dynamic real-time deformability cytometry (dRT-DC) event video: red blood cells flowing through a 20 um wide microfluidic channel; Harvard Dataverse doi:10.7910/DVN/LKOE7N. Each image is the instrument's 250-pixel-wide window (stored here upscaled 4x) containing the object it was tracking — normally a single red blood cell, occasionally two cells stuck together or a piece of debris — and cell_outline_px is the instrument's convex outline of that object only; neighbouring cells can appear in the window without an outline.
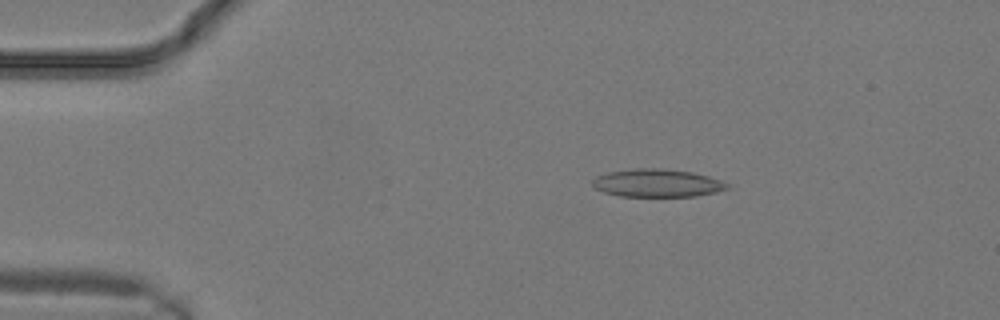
{"species": "common noctule bat (a hibernating species)", "species_latin": "Nyctalus noctula", "temperature_condition": "warm", "stored_images_in_passage": 22, "camera_frame_rate_fps": 3000, "um_per_image_px": 0.085, "animal": {"sex": "male", "body_mass_g": 19.2, "forearm_length_mm": 51.8}, "frame": {"image": 1, "passage_image": 1, "time_ms": 0.0, "image_size_px": [1000, 320], "cell_outline_px": [[732, 188], [716, 192], [696, 196], [620, 196], [604, 192], [596, 188], [592, 184], [592, 180], [596, 176], [608, 172], [636, 168], [664, 168], [692, 172], [708, 176], [732, 184]], "centroid_in_image_um": [55.91, 15.55], "position_along_channel_um": 29.1, "area_um2": 22.08}}
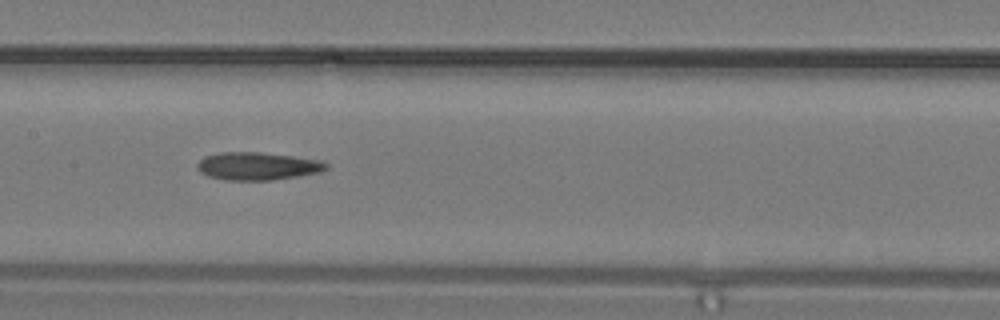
{"frame": {"image": 2, "passage_image": 9, "time_ms": 2.667, "image_size_px": [1000, 320], "cell_outline_px": [[328, 168], [316, 172], [296, 176], [272, 180], [228, 180], [208, 176], [200, 172], [196, 168], [196, 164], [204, 156], [220, 152], [260, 152], [292, 156], [316, 160], [328, 164]], "centroid_in_image_um": [21.8, 14.11], "position_along_channel_um": 185.6, "area_um2": 20.63}}
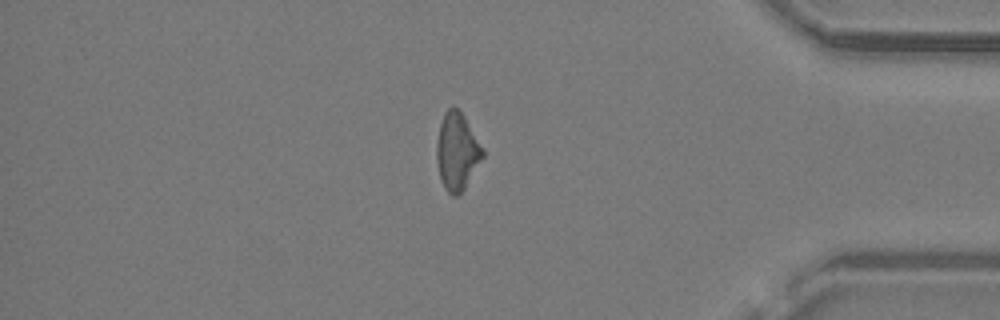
{"frame": {"image": 3, "passage_image": 18, "time_ms": 5.667, "image_size_px": [1000, 320], "cell_outline_px": [[484, 156], [464, 188], [456, 196], [452, 196], [444, 188], [440, 180], [436, 160], [436, 144], [440, 124], [444, 112], [448, 108], [456, 108], [464, 116], [484, 148]], "centroid_in_image_um": [38.84, 12.88], "position_along_channel_um": 396.4, "area_um2": 20.69}}